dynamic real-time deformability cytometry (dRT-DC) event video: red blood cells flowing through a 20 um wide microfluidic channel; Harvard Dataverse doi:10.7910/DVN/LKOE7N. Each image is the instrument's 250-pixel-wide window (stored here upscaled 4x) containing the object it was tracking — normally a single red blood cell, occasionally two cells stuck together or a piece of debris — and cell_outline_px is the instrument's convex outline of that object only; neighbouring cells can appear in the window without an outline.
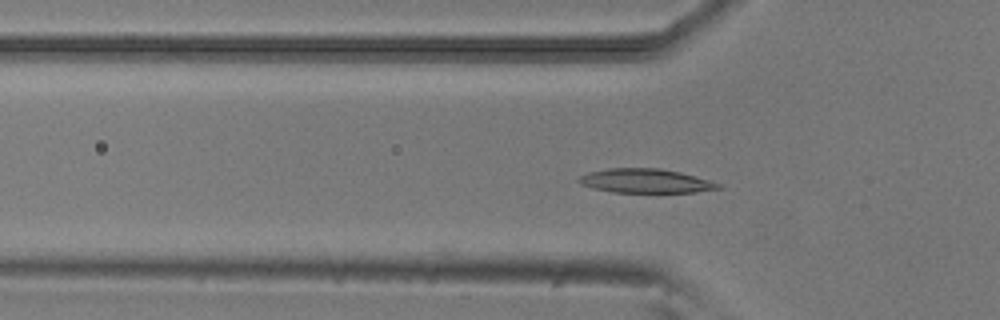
{"species": "common noctule bat (a hibernating species)", "species_latin": "Nyctalus noctula", "temperature_condition": "room temperature", "stored_images_in_passage": 38, "camera_frame_rate_fps": 3000, "um_per_image_px": 0.085, "animal": {"sex": "male", "body_mass_g": 20.5, "forearm_length_mm": 52.5}, "frame": {"image": 1, "passage_image": 2, "time_ms": 0.333, "image_size_px": [1000, 320], "cell_outline_px": [[724, 188], [696, 192], [612, 192], [580, 184], [576, 180], [580, 176], [588, 172], [608, 168], [660, 168], [680, 172], [696, 176], [724, 184]], "centroid_in_image_um": [54.93, 15.37], "position_along_channel_um": 70.9, "area_um2": 19.71}}
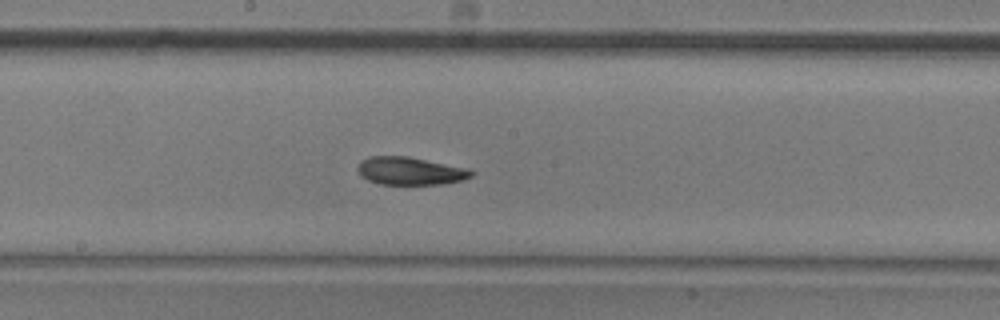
{"frame": {"image": 2, "passage_image": 13, "time_ms": 4.0, "image_size_px": [1000, 320], "cell_outline_px": [[476, 172], [472, 176], [460, 180], [444, 184], [380, 184], [368, 180], [360, 176], [356, 168], [360, 160], [368, 156], [408, 156], [468, 168]], "centroid_in_image_um": [34.83, 14.52], "position_along_channel_um": 213.4, "area_um2": 18.61}}
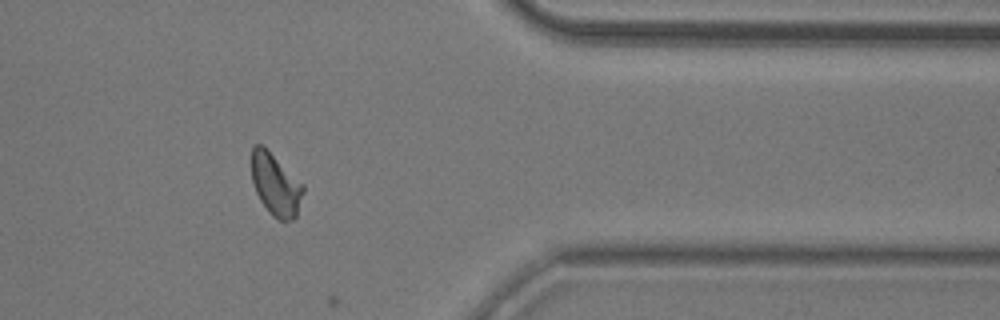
{"frame": {"image": 3, "passage_image": 28, "time_ms": 9.0, "image_size_px": [1000, 320], "cell_outline_px": [[304, 192], [296, 216], [292, 220], [280, 220], [272, 216], [268, 212], [260, 200], [256, 192], [252, 180], [252, 144], [260, 144], [304, 184]], "centroid_in_image_um": [23.43, 15.72], "position_along_channel_um": 388.0, "area_um2": 18.44}}